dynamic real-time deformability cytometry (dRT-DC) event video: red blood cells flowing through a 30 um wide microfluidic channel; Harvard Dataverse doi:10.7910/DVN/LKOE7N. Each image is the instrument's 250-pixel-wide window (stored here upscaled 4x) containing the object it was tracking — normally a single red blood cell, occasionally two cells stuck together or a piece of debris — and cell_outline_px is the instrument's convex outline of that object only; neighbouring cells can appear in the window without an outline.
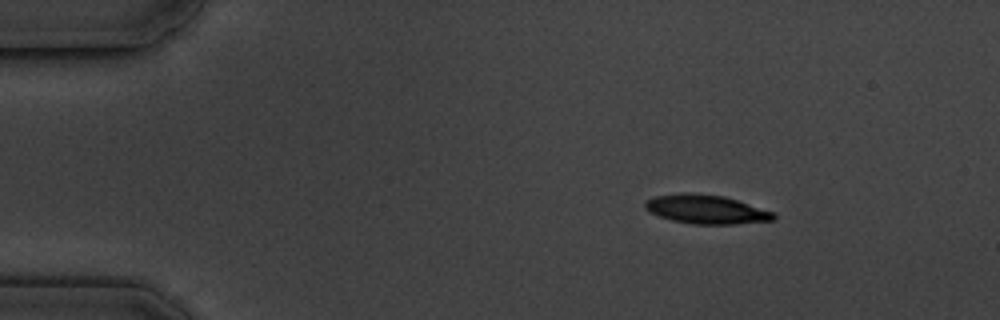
{"species": "common noctule bat (a hibernating species)", "species_latin": "Nyctalus noctula", "temperature_condition": "cold", "stored_images_in_passage": 10, "camera_frame_rate_fps": 3000, "um_per_image_px": 0.085, "animal": {"sex": "male", "body_mass_g": 19.5, "forearm_length_mm": 54.6}, "frame": {"image": 1, "passage_image": 1, "time_ms": 0.0, "image_size_px": [1000, 320], "cell_outline_px": [[776, 220], [736, 224], [692, 224], [672, 220], [648, 212], [644, 204], [648, 200], [656, 196], [684, 192], [724, 196], [776, 212]], "centroid_in_image_um": [60.08, 17.8], "position_along_channel_um": 24.9, "area_um2": 21.68}}
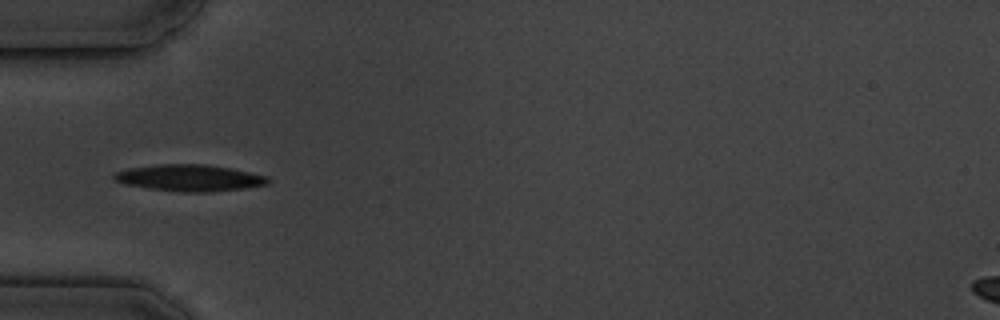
{"frame": {"image": 2, "passage_image": 4, "time_ms": 3.333, "image_size_px": [1000, 320], "cell_outline_px": [[268, 184], [244, 188], [208, 192], [184, 192], [148, 188], [124, 184], [112, 180], [112, 176], [116, 172], [128, 168], [160, 164], [204, 164], [232, 168], [268, 176]], "centroid_in_image_um": [16.08, 15.11], "position_along_channel_um": 68.9, "area_um2": 23.81}}